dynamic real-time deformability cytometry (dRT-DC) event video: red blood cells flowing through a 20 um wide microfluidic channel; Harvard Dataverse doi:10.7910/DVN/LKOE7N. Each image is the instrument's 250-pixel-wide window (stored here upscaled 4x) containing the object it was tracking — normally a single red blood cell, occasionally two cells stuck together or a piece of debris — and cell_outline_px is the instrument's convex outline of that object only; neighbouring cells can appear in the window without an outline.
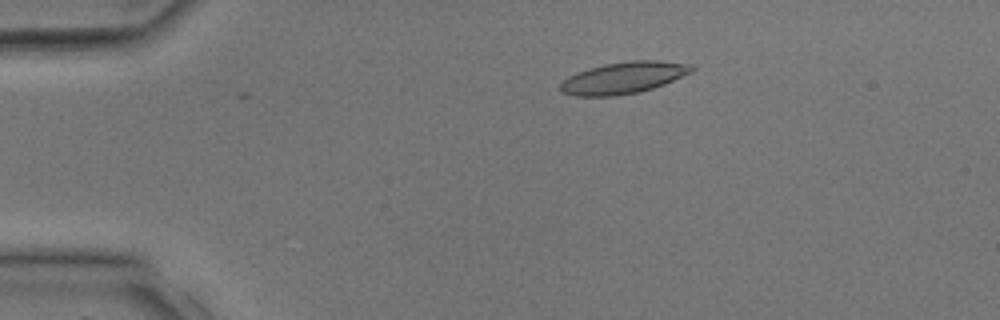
{"species": "common noctule bat (a hibernating species)", "species_latin": "Nyctalus noctula", "temperature_condition": "room temperature", "stored_images_in_passage": 2, "camera_frame_rate_fps": 3000, "um_per_image_px": 0.085, "animal": {"sex": "male", "body_mass_g": 17.9, "forearm_length_mm": 54.2}, "frame": {"image": 1, "passage_image": 2, "time_ms": 0.333, "image_size_px": [1000, 320], "cell_outline_px": [[696, 68], [692, 72], [664, 84], [640, 92], [616, 96], [576, 96], [560, 92], [560, 84], [568, 76], [604, 64], [632, 60], [660, 60], [692, 64]], "centroid_in_image_um": [53.04, 6.61], "position_along_channel_um": 32.0, "area_um2": 24.22}}